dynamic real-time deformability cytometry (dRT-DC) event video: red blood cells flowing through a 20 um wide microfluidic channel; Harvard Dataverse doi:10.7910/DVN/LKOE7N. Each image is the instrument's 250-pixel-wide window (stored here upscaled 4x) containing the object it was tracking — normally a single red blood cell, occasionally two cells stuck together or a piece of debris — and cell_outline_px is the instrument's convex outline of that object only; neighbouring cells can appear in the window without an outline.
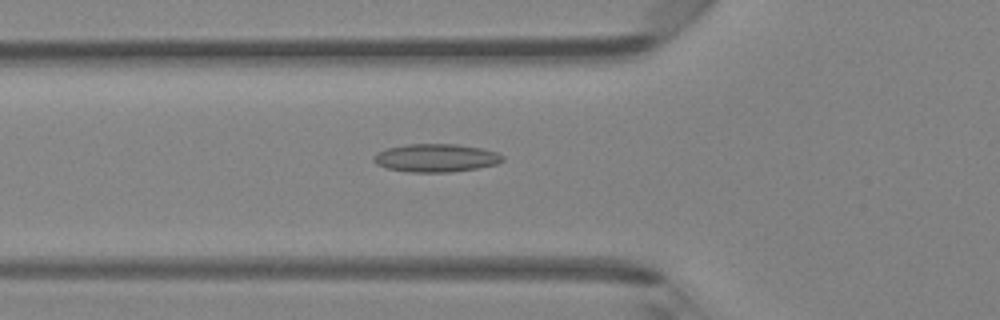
{"species": "Egyptian fruit bat (a non-hibernating species)", "species_latin": "Rousettus aegyptiacus", "temperature_condition": "room temperature", "stored_images_in_passage": 47, "camera_frame_rate_fps": 3000, "um_per_image_px": 0.085, "animal": {"sex": "female"}, "frame": {"image": 1, "passage_image": 17, "time_ms": 5.333, "image_size_px": [1000, 320], "cell_outline_px": [[504, 160], [496, 164], [476, 168], [452, 172], [408, 172], [388, 168], [376, 164], [372, 160], [372, 156], [376, 152], [388, 148], [408, 144], [456, 144], [480, 148], [496, 152], [504, 156]], "centroid_in_image_um": [37.02, 13.42], "position_along_channel_um": 88.8, "area_um2": 21.1}}
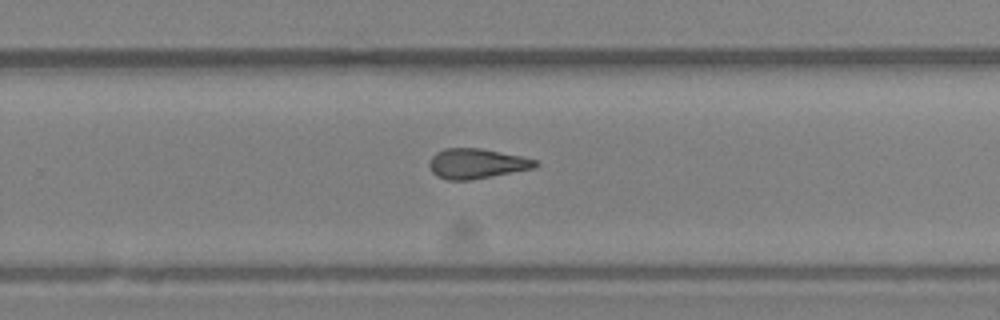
{"frame": {"image": 2, "passage_image": 31, "time_ms": 10.0, "image_size_px": [1000, 320], "cell_outline_px": [[540, 164], [536, 168], [472, 180], [448, 180], [436, 176], [432, 172], [428, 164], [432, 156], [436, 152], [444, 148], [480, 148], [520, 156], [536, 160]], "centroid_in_image_um": [40.51, 13.91], "position_along_channel_um": 289.3, "area_um2": 18.67}}
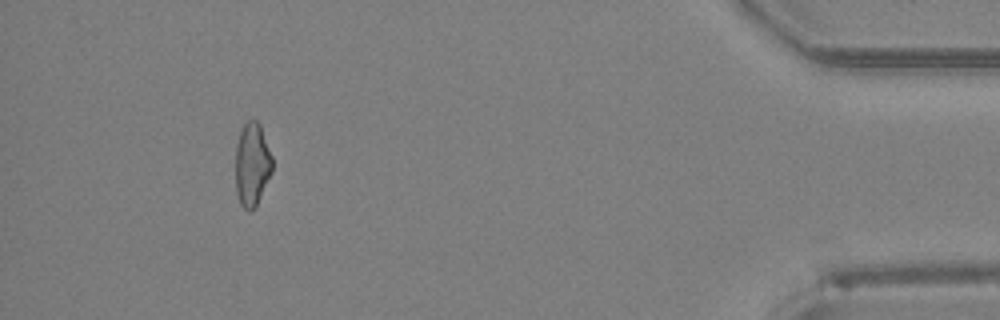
{"frame": {"image": 3, "passage_image": 44, "time_ms": 14.333, "image_size_px": [1000, 320], "cell_outline_px": [[272, 172], [252, 212], [248, 212], [240, 204], [236, 192], [236, 144], [240, 132], [244, 124], [248, 120], [256, 120], [260, 124], [272, 156]], "centroid_in_image_um": [21.42, 13.98], "position_along_channel_um": 413.8, "area_um2": 17.8}, "authors_computed_cell_mechanics": {"area_um2": 19.1318, "velocity_mm_per_s": 4.3149, "shape_relaxation_time_tau1_ms": null, "shape_relaxation_time_tau2_ms": 4.0165, "deformation_change_tau1": null, "deformation_change_tau2": 0.1453}}